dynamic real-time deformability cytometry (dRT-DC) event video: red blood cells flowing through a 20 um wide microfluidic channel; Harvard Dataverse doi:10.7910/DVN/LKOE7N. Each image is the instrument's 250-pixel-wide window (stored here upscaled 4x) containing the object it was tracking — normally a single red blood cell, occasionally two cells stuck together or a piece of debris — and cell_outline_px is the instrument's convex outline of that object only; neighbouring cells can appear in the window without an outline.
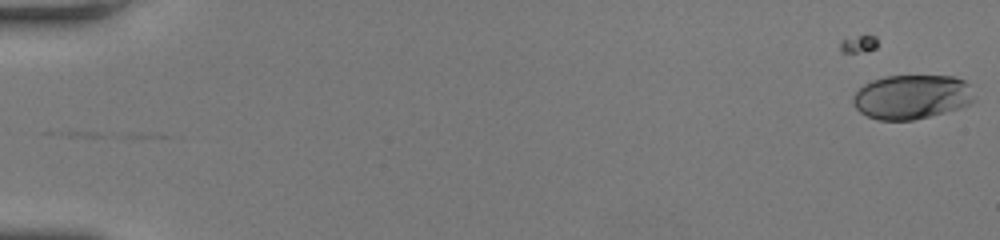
{"species": "human", "species_latin": "Homo sapiens", "temperature_condition": "room temperature", "stored_images_in_passage": 3, "camera_frame_rate_fps": 3000, "um_per_image_px": 0.085, "donor": {"sex": "female"}, "frame": {"image": 1, "passage_image": 3, "time_ms": 0.667, "image_size_px": [1000, 240], "cell_outline_px": [[976, 100], [960, 108], [912, 120], [876, 120], [860, 112], [856, 108], [852, 100], [852, 96], [864, 84], [872, 80], [884, 76], [952, 76], [964, 80], [968, 84]], "centroid_in_image_um": [77.48, 8.23], "position_along_channel_um": 7.5, "area_um2": 31.27}}